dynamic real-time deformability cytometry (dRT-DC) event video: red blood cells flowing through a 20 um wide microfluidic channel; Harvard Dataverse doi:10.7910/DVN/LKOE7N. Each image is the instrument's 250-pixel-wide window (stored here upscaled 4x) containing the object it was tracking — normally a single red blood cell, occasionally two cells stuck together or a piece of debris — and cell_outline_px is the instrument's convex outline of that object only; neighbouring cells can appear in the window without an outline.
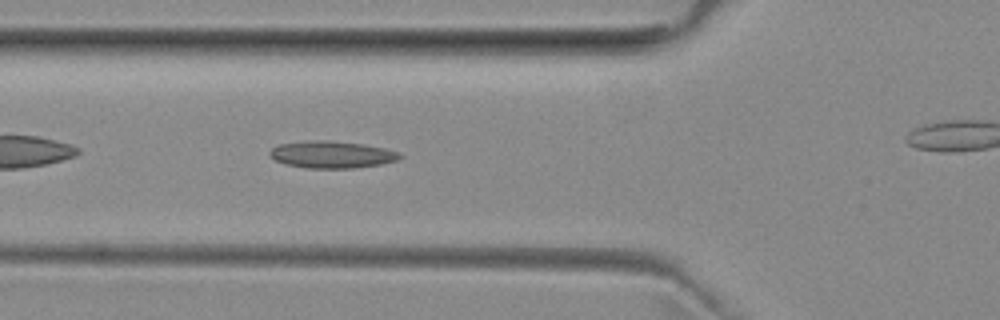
{"species": "common noctule bat (a hibernating species)", "species_latin": "Nyctalus noctula", "temperature_condition": "room temperature", "stored_images_in_passage": 28, "camera_frame_rate_fps": 3000, "um_per_image_px": 0.085, "animal": {"sex": "female", "body_mass_g": 29.2, "forearm_length_mm": 56.3}, "frame": {"image": 1, "passage_image": 5, "time_ms": 1.333, "image_size_px": [1000, 320], "cell_outline_px": [[404, 156], [396, 160], [380, 164], [352, 168], [304, 168], [288, 164], [276, 160], [268, 152], [276, 144], [308, 140], [328, 140], [364, 144], [384, 148], [400, 152]], "centroid_in_image_um": [28.2, 13.12], "position_along_channel_um": 97.6, "area_um2": 20.52}}
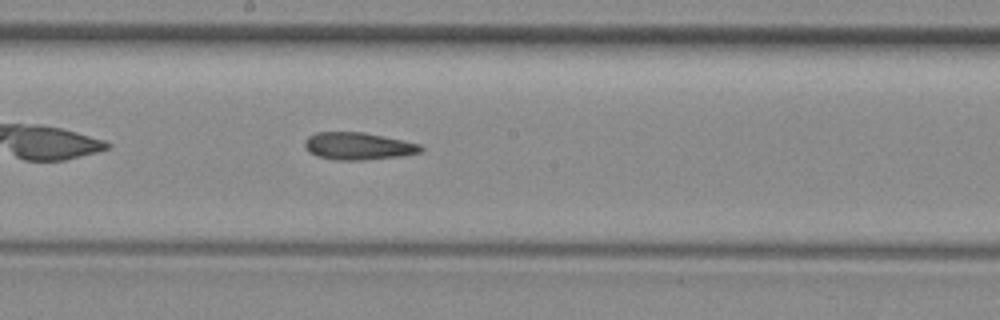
{"frame": {"image": 2, "passage_image": 14, "time_ms": 4.333, "image_size_px": [1000, 320], "cell_outline_px": [[424, 152], [404, 156], [364, 160], [336, 160], [316, 156], [308, 152], [304, 144], [304, 140], [308, 136], [316, 132], [364, 132], [384, 136], [420, 144], [424, 148]], "centroid_in_image_um": [30.46, 12.42], "position_along_channel_um": 217.7, "area_um2": 18.79}}
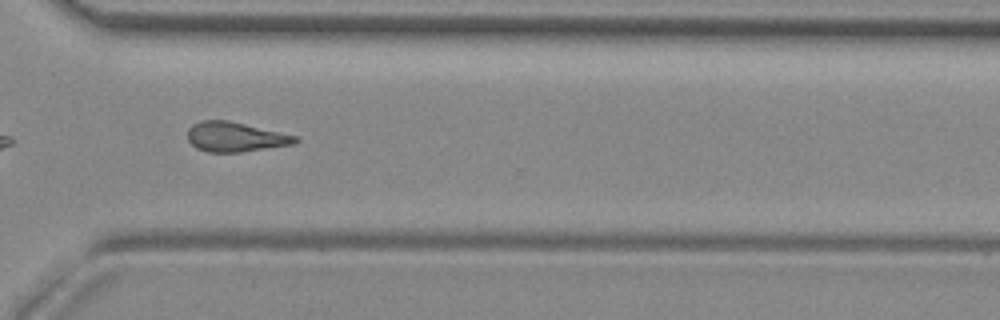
{"frame": {"image": 3, "passage_image": 24, "time_ms": 7.667, "image_size_px": [1000, 320], "cell_outline_px": [[300, 140], [296, 144], [240, 152], [208, 152], [196, 148], [188, 140], [188, 128], [192, 124], [200, 120], [228, 120], [300, 136]], "centroid_in_image_um": [20.04, 11.63], "position_along_channel_um": 350.6, "area_um2": 18.9}}